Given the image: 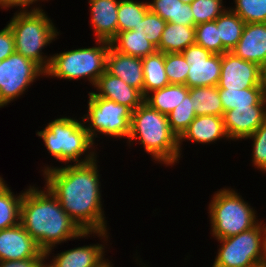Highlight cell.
<instances>
[{
  "label": "cell",
  "mask_w": 266,
  "mask_h": 267,
  "mask_svg": "<svg viewBox=\"0 0 266 267\" xmlns=\"http://www.w3.org/2000/svg\"><path fill=\"white\" fill-rule=\"evenodd\" d=\"M98 158L85 164L53 166L47 163L39 169L45 186L84 232H109Z\"/></svg>",
  "instance_id": "6da1fadb"
},
{
  "label": "cell",
  "mask_w": 266,
  "mask_h": 267,
  "mask_svg": "<svg viewBox=\"0 0 266 267\" xmlns=\"http://www.w3.org/2000/svg\"><path fill=\"white\" fill-rule=\"evenodd\" d=\"M27 187L23 189L20 223L44 252L68 241L92 238V232H84L45 185Z\"/></svg>",
  "instance_id": "7a4b0ae2"
},
{
  "label": "cell",
  "mask_w": 266,
  "mask_h": 267,
  "mask_svg": "<svg viewBox=\"0 0 266 267\" xmlns=\"http://www.w3.org/2000/svg\"><path fill=\"white\" fill-rule=\"evenodd\" d=\"M137 142L155 164L167 168L175 166L181 160L179 138L171 130L168 116L145 102L132 111L126 146L133 147Z\"/></svg>",
  "instance_id": "3957f363"
},
{
  "label": "cell",
  "mask_w": 266,
  "mask_h": 267,
  "mask_svg": "<svg viewBox=\"0 0 266 267\" xmlns=\"http://www.w3.org/2000/svg\"><path fill=\"white\" fill-rule=\"evenodd\" d=\"M36 131V136L42 139L45 149L62 165L85 164L98 157L99 150L88 134L83 119L73 116H59L49 121ZM98 148V149H97Z\"/></svg>",
  "instance_id": "277c9868"
},
{
  "label": "cell",
  "mask_w": 266,
  "mask_h": 267,
  "mask_svg": "<svg viewBox=\"0 0 266 267\" xmlns=\"http://www.w3.org/2000/svg\"><path fill=\"white\" fill-rule=\"evenodd\" d=\"M42 8L34 11H16L7 22L14 35L15 52L38 64L45 72L51 63V54L43 49L61 35L56 24ZM59 30V31H58Z\"/></svg>",
  "instance_id": "5b68a950"
},
{
  "label": "cell",
  "mask_w": 266,
  "mask_h": 267,
  "mask_svg": "<svg viewBox=\"0 0 266 267\" xmlns=\"http://www.w3.org/2000/svg\"><path fill=\"white\" fill-rule=\"evenodd\" d=\"M211 196L207 207L211 239L238 235L260 222L257 211L236 188L225 186Z\"/></svg>",
  "instance_id": "8992f818"
},
{
  "label": "cell",
  "mask_w": 266,
  "mask_h": 267,
  "mask_svg": "<svg viewBox=\"0 0 266 267\" xmlns=\"http://www.w3.org/2000/svg\"><path fill=\"white\" fill-rule=\"evenodd\" d=\"M92 47H80L52 54L46 78L89 82L94 87L106 71L110 42L95 40Z\"/></svg>",
  "instance_id": "52a82bcc"
},
{
  "label": "cell",
  "mask_w": 266,
  "mask_h": 267,
  "mask_svg": "<svg viewBox=\"0 0 266 267\" xmlns=\"http://www.w3.org/2000/svg\"><path fill=\"white\" fill-rule=\"evenodd\" d=\"M87 110L81 115L85 128L98 146V139L104 137L124 140L130 134L132 110L112 100L98 97L92 90L88 92ZM97 141V143H96Z\"/></svg>",
  "instance_id": "ba28073f"
},
{
  "label": "cell",
  "mask_w": 266,
  "mask_h": 267,
  "mask_svg": "<svg viewBox=\"0 0 266 267\" xmlns=\"http://www.w3.org/2000/svg\"><path fill=\"white\" fill-rule=\"evenodd\" d=\"M219 244L211 267H259L266 264L261 222L238 235L215 239Z\"/></svg>",
  "instance_id": "9c48e42d"
},
{
  "label": "cell",
  "mask_w": 266,
  "mask_h": 267,
  "mask_svg": "<svg viewBox=\"0 0 266 267\" xmlns=\"http://www.w3.org/2000/svg\"><path fill=\"white\" fill-rule=\"evenodd\" d=\"M46 72L35 62L14 52L0 62V108H4L28 92L31 85ZM22 96V97H21Z\"/></svg>",
  "instance_id": "30bf717a"
},
{
  "label": "cell",
  "mask_w": 266,
  "mask_h": 267,
  "mask_svg": "<svg viewBox=\"0 0 266 267\" xmlns=\"http://www.w3.org/2000/svg\"><path fill=\"white\" fill-rule=\"evenodd\" d=\"M110 232H92V237L101 240L99 243H91L67 249L59 253H52L55 250L48 249L45 252V260L51 267H102L109 259L105 256L110 245ZM97 236V237H96ZM53 255V256H52ZM53 257V258H51ZM50 259V260H49Z\"/></svg>",
  "instance_id": "8fae6325"
},
{
  "label": "cell",
  "mask_w": 266,
  "mask_h": 267,
  "mask_svg": "<svg viewBox=\"0 0 266 267\" xmlns=\"http://www.w3.org/2000/svg\"><path fill=\"white\" fill-rule=\"evenodd\" d=\"M263 68L256 63L243 60L233 52L221 55V72L218 89L240 90L263 87Z\"/></svg>",
  "instance_id": "7c38bea8"
},
{
  "label": "cell",
  "mask_w": 266,
  "mask_h": 267,
  "mask_svg": "<svg viewBox=\"0 0 266 267\" xmlns=\"http://www.w3.org/2000/svg\"><path fill=\"white\" fill-rule=\"evenodd\" d=\"M181 53L190 66L186 79L188 88L218 85L221 72L220 54H213L197 44L190 45Z\"/></svg>",
  "instance_id": "4fadbf2b"
},
{
  "label": "cell",
  "mask_w": 266,
  "mask_h": 267,
  "mask_svg": "<svg viewBox=\"0 0 266 267\" xmlns=\"http://www.w3.org/2000/svg\"><path fill=\"white\" fill-rule=\"evenodd\" d=\"M45 258V252L21 223L0 230V261Z\"/></svg>",
  "instance_id": "5bb4252c"
},
{
  "label": "cell",
  "mask_w": 266,
  "mask_h": 267,
  "mask_svg": "<svg viewBox=\"0 0 266 267\" xmlns=\"http://www.w3.org/2000/svg\"><path fill=\"white\" fill-rule=\"evenodd\" d=\"M266 121V106L235 107L223 114L225 131L231 141H243Z\"/></svg>",
  "instance_id": "9a60e30c"
},
{
  "label": "cell",
  "mask_w": 266,
  "mask_h": 267,
  "mask_svg": "<svg viewBox=\"0 0 266 267\" xmlns=\"http://www.w3.org/2000/svg\"><path fill=\"white\" fill-rule=\"evenodd\" d=\"M222 139L224 142L229 141L228 143H231L224 128L223 117L215 115L196 116L179 137L180 156L181 158L184 156L182 155L183 144L186 141H190L189 144H209L210 146V144H217L216 142L222 141Z\"/></svg>",
  "instance_id": "2e32d148"
},
{
  "label": "cell",
  "mask_w": 266,
  "mask_h": 267,
  "mask_svg": "<svg viewBox=\"0 0 266 267\" xmlns=\"http://www.w3.org/2000/svg\"><path fill=\"white\" fill-rule=\"evenodd\" d=\"M120 0H88L90 28L95 40L111 42L118 34L117 11Z\"/></svg>",
  "instance_id": "e0dca14e"
},
{
  "label": "cell",
  "mask_w": 266,
  "mask_h": 267,
  "mask_svg": "<svg viewBox=\"0 0 266 267\" xmlns=\"http://www.w3.org/2000/svg\"><path fill=\"white\" fill-rule=\"evenodd\" d=\"M92 88L98 97L125 105L132 111L144 102V96L140 90L126 84L121 78L112 76L107 71L99 77Z\"/></svg>",
  "instance_id": "ac0fdd59"
},
{
  "label": "cell",
  "mask_w": 266,
  "mask_h": 267,
  "mask_svg": "<svg viewBox=\"0 0 266 267\" xmlns=\"http://www.w3.org/2000/svg\"><path fill=\"white\" fill-rule=\"evenodd\" d=\"M231 52L263 68L266 65V23H245L242 36Z\"/></svg>",
  "instance_id": "d6986e66"
},
{
  "label": "cell",
  "mask_w": 266,
  "mask_h": 267,
  "mask_svg": "<svg viewBox=\"0 0 266 267\" xmlns=\"http://www.w3.org/2000/svg\"><path fill=\"white\" fill-rule=\"evenodd\" d=\"M106 71L121 78L126 84L140 90L143 94L144 73L142 58L116 51L111 45L107 54Z\"/></svg>",
  "instance_id": "ffe728a7"
},
{
  "label": "cell",
  "mask_w": 266,
  "mask_h": 267,
  "mask_svg": "<svg viewBox=\"0 0 266 267\" xmlns=\"http://www.w3.org/2000/svg\"><path fill=\"white\" fill-rule=\"evenodd\" d=\"M145 37L143 30L123 31L119 32L110 44L120 53L144 58L157 51V48Z\"/></svg>",
  "instance_id": "44dd1931"
},
{
  "label": "cell",
  "mask_w": 266,
  "mask_h": 267,
  "mask_svg": "<svg viewBox=\"0 0 266 267\" xmlns=\"http://www.w3.org/2000/svg\"><path fill=\"white\" fill-rule=\"evenodd\" d=\"M195 44V26L166 23L157 51L163 53H181Z\"/></svg>",
  "instance_id": "7402d4cb"
},
{
  "label": "cell",
  "mask_w": 266,
  "mask_h": 267,
  "mask_svg": "<svg viewBox=\"0 0 266 267\" xmlns=\"http://www.w3.org/2000/svg\"><path fill=\"white\" fill-rule=\"evenodd\" d=\"M149 10L169 23L196 26L190 4L181 0H148Z\"/></svg>",
  "instance_id": "603a6c76"
},
{
  "label": "cell",
  "mask_w": 266,
  "mask_h": 267,
  "mask_svg": "<svg viewBox=\"0 0 266 267\" xmlns=\"http://www.w3.org/2000/svg\"><path fill=\"white\" fill-rule=\"evenodd\" d=\"M189 93L186 85L169 84L152 91L144 97V102L164 115H168Z\"/></svg>",
  "instance_id": "cb8c5ba5"
},
{
  "label": "cell",
  "mask_w": 266,
  "mask_h": 267,
  "mask_svg": "<svg viewBox=\"0 0 266 267\" xmlns=\"http://www.w3.org/2000/svg\"><path fill=\"white\" fill-rule=\"evenodd\" d=\"M165 53L156 51L142 58L144 84L143 96L169 85L165 72Z\"/></svg>",
  "instance_id": "d4e9b609"
},
{
  "label": "cell",
  "mask_w": 266,
  "mask_h": 267,
  "mask_svg": "<svg viewBox=\"0 0 266 267\" xmlns=\"http://www.w3.org/2000/svg\"><path fill=\"white\" fill-rule=\"evenodd\" d=\"M189 94L197 116L215 115L223 117L224 110L217 86L189 88Z\"/></svg>",
  "instance_id": "484cf974"
},
{
  "label": "cell",
  "mask_w": 266,
  "mask_h": 267,
  "mask_svg": "<svg viewBox=\"0 0 266 267\" xmlns=\"http://www.w3.org/2000/svg\"><path fill=\"white\" fill-rule=\"evenodd\" d=\"M148 11V0H120L117 11L118 33L129 30H143V18Z\"/></svg>",
  "instance_id": "4316f807"
},
{
  "label": "cell",
  "mask_w": 266,
  "mask_h": 267,
  "mask_svg": "<svg viewBox=\"0 0 266 267\" xmlns=\"http://www.w3.org/2000/svg\"><path fill=\"white\" fill-rule=\"evenodd\" d=\"M223 53L231 52L242 36L245 22L229 7L215 20Z\"/></svg>",
  "instance_id": "83f0119b"
},
{
  "label": "cell",
  "mask_w": 266,
  "mask_h": 267,
  "mask_svg": "<svg viewBox=\"0 0 266 267\" xmlns=\"http://www.w3.org/2000/svg\"><path fill=\"white\" fill-rule=\"evenodd\" d=\"M224 112L235 107L266 106L263 87H251L240 90L218 89Z\"/></svg>",
  "instance_id": "f1b7e54d"
},
{
  "label": "cell",
  "mask_w": 266,
  "mask_h": 267,
  "mask_svg": "<svg viewBox=\"0 0 266 267\" xmlns=\"http://www.w3.org/2000/svg\"><path fill=\"white\" fill-rule=\"evenodd\" d=\"M6 183L0 189V230L20 223L21 203L24 191L16 194Z\"/></svg>",
  "instance_id": "f546056e"
},
{
  "label": "cell",
  "mask_w": 266,
  "mask_h": 267,
  "mask_svg": "<svg viewBox=\"0 0 266 267\" xmlns=\"http://www.w3.org/2000/svg\"><path fill=\"white\" fill-rule=\"evenodd\" d=\"M231 4L229 8L245 23H266V0H233Z\"/></svg>",
  "instance_id": "4dcf8cb0"
},
{
  "label": "cell",
  "mask_w": 266,
  "mask_h": 267,
  "mask_svg": "<svg viewBox=\"0 0 266 267\" xmlns=\"http://www.w3.org/2000/svg\"><path fill=\"white\" fill-rule=\"evenodd\" d=\"M167 116L171 130L179 138L197 116L190 99V94L188 93L184 100Z\"/></svg>",
  "instance_id": "1f68e13d"
},
{
  "label": "cell",
  "mask_w": 266,
  "mask_h": 267,
  "mask_svg": "<svg viewBox=\"0 0 266 267\" xmlns=\"http://www.w3.org/2000/svg\"><path fill=\"white\" fill-rule=\"evenodd\" d=\"M195 44L204 47L213 54H223V45L215 21L195 26Z\"/></svg>",
  "instance_id": "d6a6232c"
},
{
  "label": "cell",
  "mask_w": 266,
  "mask_h": 267,
  "mask_svg": "<svg viewBox=\"0 0 266 267\" xmlns=\"http://www.w3.org/2000/svg\"><path fill=\"white\" fill-rule=\"evenodd\" d=\"M190 6L195 25L215 21L228 8L223 0H194Z\"/></svg>",
  "instance_id": "836d02e7"
},
{
  "label": "cell",
  "mask_w": 266,
  "mask_h": 267,
  "mask_svg": "<svg viewBox=\"0 0 266 267\" xmlns=\"http://www.w3.org/2000/svg\"><path fill=\"white\" fill-rule=\"evenodd\" d=\"M252 140L251 149V164L254 169H257L266 174V121L244 141Z\"/></svg>",
  "instance_id": "e575fe53"
},
{
  "label": "cell",
  "mask_w": 266,
  "mask_h": 267,
  "mask_svg": "<svg viewBox=\"0 0 266 267\" xmlns=\"http://www.w3.org/2000/svg\"><path fill=\"white\" fill-rule=\"evenodd\" d=\"M165 72L170 84L186 85L189 65L182 53H165Z\"/></svg>",
  "instance_id": "d590c367"
},
{
  "label": "cell",
  "mask_w": 266,
  "mask_h": 267,
  "mask_svg": "<svg viewBox=\"0 0 266 267\" xmlns=\"http://www.w3.org/2000/svg\"><path fill=\"white\" fill-rule=\"evenodd\" d=\"M166 21L157 14L152 13L150 10L143 18L142 29L146 34V39L149 40L156 48L160 44L161 35L165 29Z\"/></svg>",
  "instance_id": "8d00e7d4"
},
{
  "label": "cell",
  "mask_w": 266,
  "mask_h": 267,
  "mask_svg": "<svg viewBox=\"0 0 266 267\" xmlns=\"http://www.w3.org/2000/svg\"><path fill=\"white\" fill-rule=\"evenodd\" d=\"M49 2L50 0H0V9L9 10L18 9L16 11H34L42 9V2ZM41 2V3H40ZM38 3V4H37ZM41 4V5H40Z\"/></svg>",
  "instance_id": "74e56055"
},
{
  "label": "cell",
  "mask_w": 266,
  "mask_h": 267,
  "mask_svg": "<svg viewBox=\"0 0 266 267\" xmlns=\"http://www.w3.org/2000/svg\"><path fill=\"white\" fill-rule=\"evenodd\" d=\"M15 52L14 35L9 24L0 30V61Z\"/></svg>",
  "instance_id": "f35d334b"
},
{
  "label": "cell",
  "mask_w": 266,
  "mask_h": 267,
  "mask_svg": "<svg viewBox=\"0 0 266 267\" xmlns=\"http://www.w3.org/2000/svg\"><path fill=\"white\" fill-rule=\"evenodd\" d=\"M45 258H27L24 260L0 261V267H38Z\"/></svg>",
  "instance_id": "ab89813d"
},
{
  "label": "cell",
  "mask_w": 266,
  "mask_h": 267,
  "mask_svg": "<svg viewBox=\"0 0 266 267\" xmlns=\"http://www.w3.org/2000/svg\"><path fill=\"white\" fill-rule=\"evenodd\" d=\"M262 85H263V97L266 101V65L263 67V74H262Z\"/></svg>",
  "instance_id": "60d3db41"
},
{
  "label": "cell",
  "mask_w": 266,
  "mask_h": 267,
  "mask_svg": "<svg viewBox=\"0 0 266 267\" xmlns=\"http://www.w3.org/2000/svg\"><path fill=\"white\" fill-rule=\"evenodd\" d=\"M138 255V253L136 252V254H135V256L133 257V258H135V262H136V264H138L140 267H150V266H148V264H145L143 261H142V258H140V256H137ZM137 256V257H136ZM141 260V261H140ZM143 262V263H142ZM141 263V264H140ZM147 265V266H146Z\"/></svg>",
  "instance_id": "b9f144b4"
},
{
  "label": "cell",
  "mask_w": 266,
  "mask_h": 267,
  "mask_svg": "<svg viewBox=\"0 0 266 267\" xmlns=\"http://www.w3.org/2000/svg\"><path fill=\"white\" fill-rule=\"evenodd\" d=\"M262 226H263V230H264V239H265V250H266V223L264 222V220H260Z\"/></svg>",
  "instance_id": "7bdbcfd3"
},
{
  "label": "cell",
  "mask_w": 266,
  "mask_h": 267,
  "mask_svg": "<svg viewBox=\"0 0 266 267\" xmlns=\"http://www.w3.org/2000/svg\"><path fill=\"white\" fill-rule=\"evenodd\" d=\"M7 182L4 180V178L0 175V189L6 184Z\"/></svg>",
  "instance_id": "ee69618b"
},
{
  "label": "cell",
  "mask_w": 266,
  "mask_h": 267,
  "mask_svg": "<svg viewBox=\"0 0 266 267\" xmlns=\"http://www.w3.org/2000/svg\"><path fill=\"white\" fill-rule=\"evenodd\" d=\"M38 267H51L46 260H44Z\"/></svg>",
  "instance_id": "f6af8a7d"
},
{
  "label": "cell",
  "mask_w": 266,
  "mask_h": 267,
  "mask_svg": "<svg viewBox=\"0 0 266 267\" xmlns=\"http://www.w3.org/2000/svg\"><path fill=\"white\" fill-rule=\"evenodd\" d=\"M102 267H114V263H112L110 260L105 263Z\"/></svg>",
  "instance_id": "bcb514c9"
},
{
  "label": "cell",
  "mask_w": 266,
  "mask_h": 267,
  "mask_svg": "<svg viewBox=\"0 0 266 267\" xmlns=\"http://www.w3.org/2000/svg\"><path fill=\"white\" fill-rule=\"evenodd\" d=\"M184 4H191L194 0H181Z\"/></svg>",
  "instance_id": "7dc6e473"
}]
</instances>
